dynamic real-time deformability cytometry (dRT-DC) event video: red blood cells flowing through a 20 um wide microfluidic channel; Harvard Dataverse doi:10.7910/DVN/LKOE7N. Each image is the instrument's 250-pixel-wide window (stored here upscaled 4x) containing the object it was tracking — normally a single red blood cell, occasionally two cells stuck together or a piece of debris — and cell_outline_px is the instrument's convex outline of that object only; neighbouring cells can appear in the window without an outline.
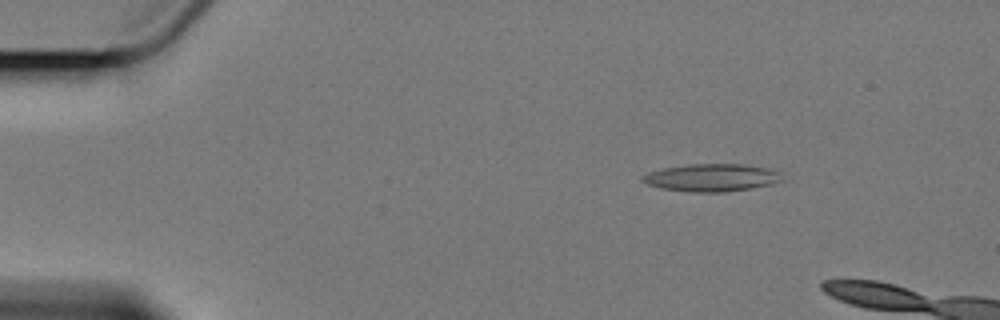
{"species": "Egyptian fruit bat (a non-hibernating species)", "species_latin": "Rousettus aegyptiacus", "temperature_condition": "cold", "stored_images_in_passage": 4, "camera_frame_rate_fps": 3000, "um_per_image_px": 0.085, "animal": {"sex": "female"}, "frame": {"image": 1, "passage_image": 1, "time_ms": 0.0, "image_size_px": [1000, 320], "cell_outline_px": [[784, 180], [772, 184], [752, 188], [728, 192], [692, 192], [664, 188], [648, 184], [640, 180], [640, 176], [648, 172], [664, 168], [688, 164], [744, 164], [772, 168], [780, 172]], "centroid_in_image_um": [60.55, 15.09], "position_along_channel_um": 24.5, "area_um2": 22.66}}